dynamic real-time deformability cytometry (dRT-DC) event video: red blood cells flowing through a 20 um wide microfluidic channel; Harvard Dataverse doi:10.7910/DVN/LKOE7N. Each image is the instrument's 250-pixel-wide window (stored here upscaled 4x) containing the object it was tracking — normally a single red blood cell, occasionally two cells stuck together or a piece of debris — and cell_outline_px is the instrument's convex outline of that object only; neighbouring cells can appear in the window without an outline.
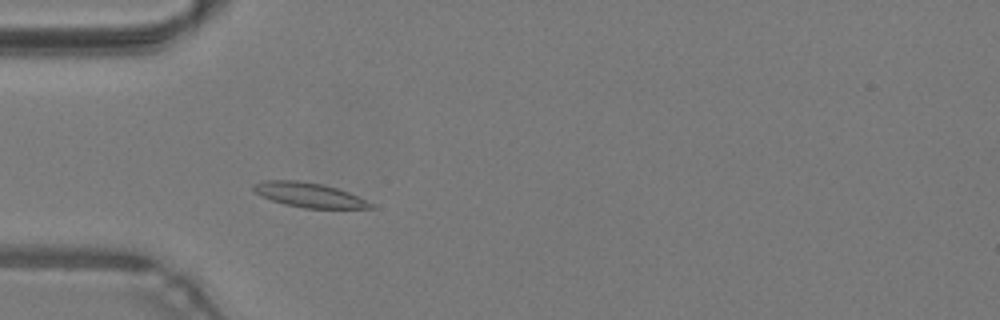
{"species": "common noctule bat (a hibernating species)", "species_latin": "Nyctalus noctula", "temperature_condition": "warm", "stored_images_in_passage": 37, "segment_of_instrument_passage": [1, 2], "camera_frame_rate_fps": 3000, "um_per_image_px": 0.085, "animal": {"sex": "male", "body_mass_g": 19.2, "forearm_length_mm": 51.8}, "frame": {"image": 1, "passage_image": 9, "time_ms": 2.667, "image_size_px": [1000, 320], "cell_outline_px": [[376, 208], [304, 208], [284, 204], [260, 196], [252, 188], [252, 184], [264, 180], [300, 180], [324, 184], [348, 192], [376, 204]], "centroid_in_image_um": [26.28, 16.56], "position_along_channel_um": 58.7, "area_um2": 16.94}}
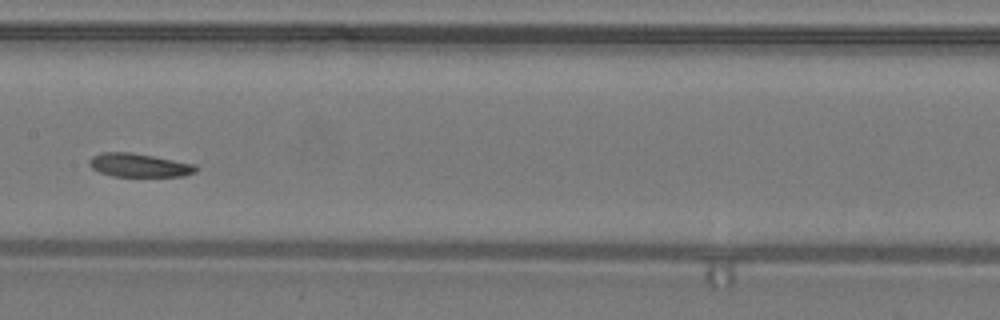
{"frame": {"image": 2, "passage_image": 19, "time_ms": 6.0, "image_size_px": [1000, 320], "cell_outline_px": [[196, 172], [184, 176], [112, 176], [100, 172], [92, 168], [88, 164], [88, 160], [92, 156], [100, 152], [128, 152], [152, 156], [196, 164]], "centroid_in_image_um": [11.79, 14.04], "position_along_channel_um": 195.6, "area_um2": 14.57}}
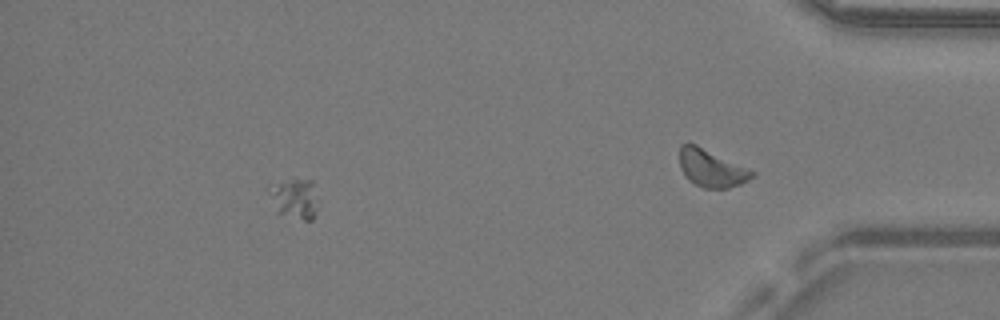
{"frame": {"image": 3, "passage_image": 32, "time_ms": 10.333, "image_size_px": [1000, 320], "cell_outline_px": [[320, 200], [312, 220], [304, 220], [276, 212], [268, 192], [268, 188], [292, 180], [312, 180]], "centroid_in_image_um": [25.11, 16.91], "position_along_channel_um": 410.1, "area_um2": 11.33}}